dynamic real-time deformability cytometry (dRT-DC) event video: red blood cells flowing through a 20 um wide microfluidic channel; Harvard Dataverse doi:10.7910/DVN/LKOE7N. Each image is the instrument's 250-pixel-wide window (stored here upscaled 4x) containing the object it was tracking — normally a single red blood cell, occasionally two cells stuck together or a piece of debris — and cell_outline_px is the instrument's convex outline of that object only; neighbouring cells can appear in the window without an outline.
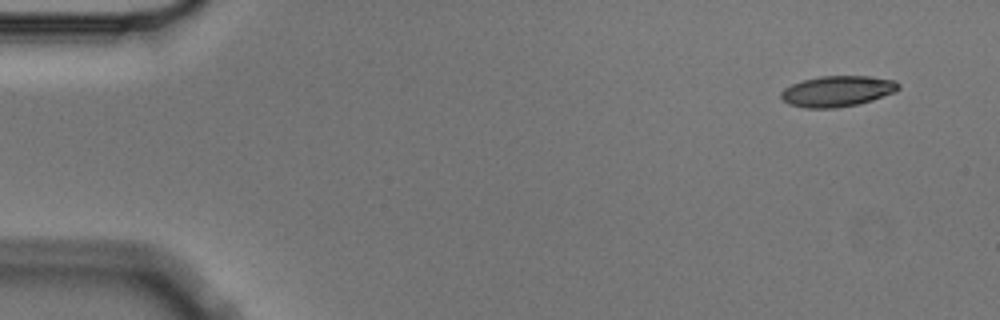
{"species": "Egyptian fruit bat (a non-hibernating species)", "species_latin": "Rousettus aegyptiacus", "temperature_condition": "cold", "stored_images_in_passage": 4, "camera_frame_rate_fps": 3000, "um_per_image_px": 0.085, "animal": {"sex": "male"}, "frame": {"image": 1, "passage_image": 1, "time_ms": 0.0, "image_size_px": [1000, 320], "cell_outline_px": [[900, 88], [896, 92], [872, 100], [856, 104], [836, 108], [808, 108], [788, 104], [780, 96], [780, 92], [784, 88], [792, 84], [804, 80], [820, 76], [868, 76], [896, 80], [900, 84]], "centroid_in_image_um": [71.19, 7.75], "position_along_channel_um": 13.8, "area_um2": 21.1}}
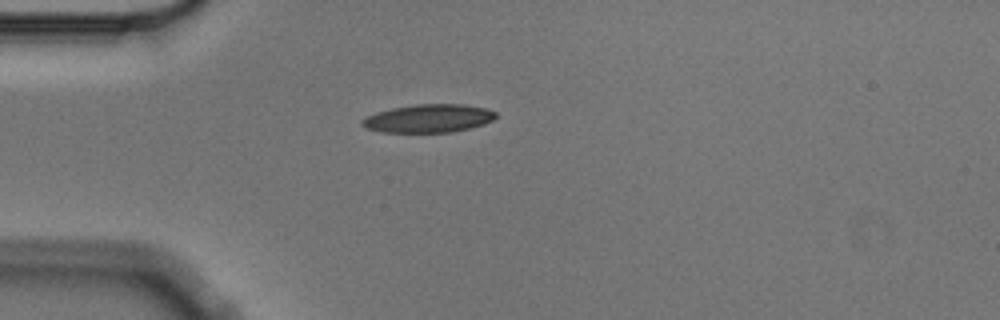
{"frame": {"image": 2, "passage_image": 4, "time_ms": 1.0, "image_size_px": [1000, 320], "cell_outline_px": [[496, 116], [492, 120], [484, 124], [452, 132], [380, 132], [368, 128], [360, 124], [360, 120], [376, 112], [392, 108], [416, 104], [464, 104], [484, 108], [496, 112]], "centroid_in_image_um": [36.41, 10.06], "position_along_channel_um": 48.6, "area_um2": 21.85}}